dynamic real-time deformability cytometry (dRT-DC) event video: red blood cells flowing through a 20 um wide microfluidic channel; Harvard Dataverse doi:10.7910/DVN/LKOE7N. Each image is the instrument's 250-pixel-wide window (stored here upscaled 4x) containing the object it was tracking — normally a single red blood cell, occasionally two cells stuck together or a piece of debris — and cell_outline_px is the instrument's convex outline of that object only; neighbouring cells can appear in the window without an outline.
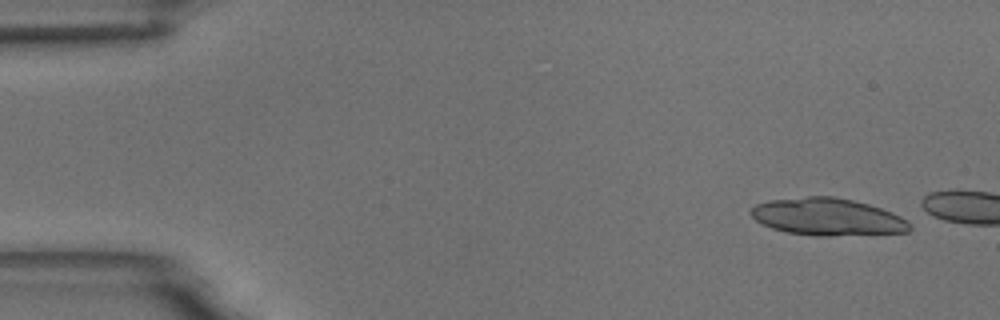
{"species": "common noctule bat (a hibernating species)", "species_latin": "Nyctalus noctula", "temperature_condition": "room temperature", "stored_images_in_passage": 5, "camera_frame_rate_fps": 3000, "um_per_image_px": 0.085, "animal": {"sex": "male", "body_mass_g": 18.8}, "frame": {"image": 1, "passage_image": 1, "time_ms": 0.0, "image_size_px": [1000, 320], "cell_outline_px": [[912, 228], [908, 232], [828, 236], [816, 236], [788, 232], [772, 228], [756, 220], [748, 212], [756, 204], [772, 200], [808, 196], [832, 196], [852, 200], [868, 204], [892, 212], [908, 220], [912, 224]], "centroid_in_image_um": [70.37, 18.44], "position_along_channel_um": 14.6, "area_um2": 34.39}}